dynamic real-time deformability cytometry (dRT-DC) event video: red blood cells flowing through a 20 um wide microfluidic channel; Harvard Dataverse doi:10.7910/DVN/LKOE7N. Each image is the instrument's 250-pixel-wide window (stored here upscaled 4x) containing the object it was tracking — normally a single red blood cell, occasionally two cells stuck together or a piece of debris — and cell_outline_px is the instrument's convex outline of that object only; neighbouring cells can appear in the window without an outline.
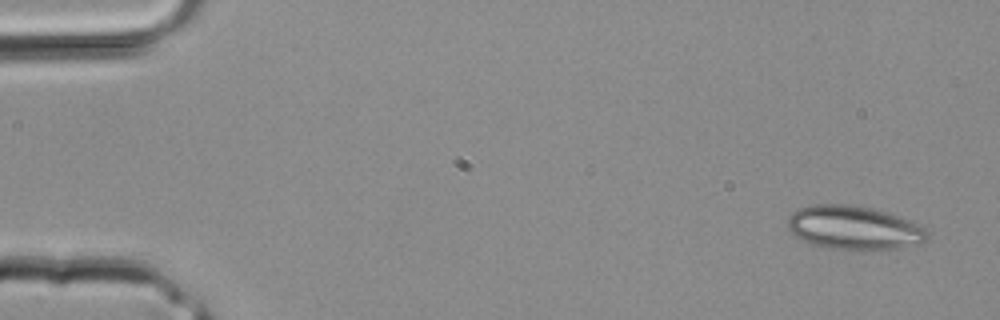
{"species": "common noctule bat (a hibernating species)", "species_latin": "Nyctalus noctula", "temperature_condition": "room temperature", "stored_images_in_passage": 4, "camera_frame_rate_fps": 3000, "um_per_image_px": 0.085, "animal": {"sex": "male", "body_mass_g": 20.4}, "frame": {"image": 1, "passage_image": 1, "time_ms": 0.0, "image_size_px": [1000, 320], "cell_outline_px": [[928, 236], [920, 244], [900, 248], [824, 248], [812, 244], [796, 236], [788, 228], [788, 216], [792, 212], [800, 208], [812, 204], [848, 204], [872, 208], [900, 216], [924, 224], [928, 232]], "centroid_in_image_um": [72.63, 19.33], "position_along_channel_um": 12.4, "area_um2": 35.49}}